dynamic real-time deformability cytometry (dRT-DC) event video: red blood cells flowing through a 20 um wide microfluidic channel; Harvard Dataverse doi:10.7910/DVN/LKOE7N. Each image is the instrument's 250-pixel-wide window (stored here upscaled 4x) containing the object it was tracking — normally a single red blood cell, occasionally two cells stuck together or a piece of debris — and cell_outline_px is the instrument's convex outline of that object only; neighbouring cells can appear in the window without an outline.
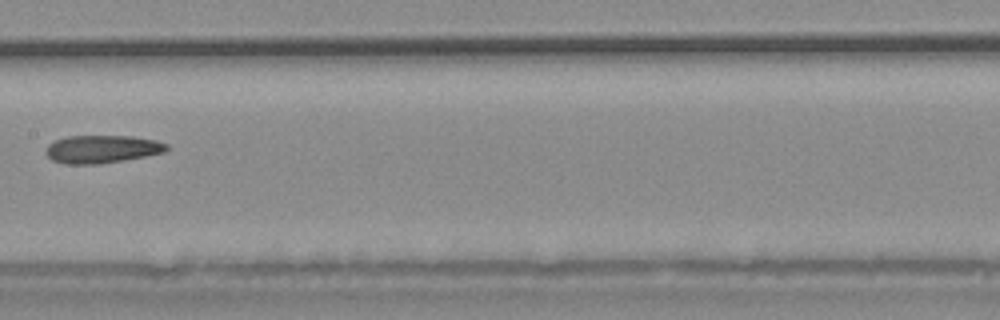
{"species": "common noctule bat (a hibernating species)", "species_latin": "Nyctalus noctula", "temperature_condition": "warm", "stored_images_in_passage": 35, "camera_frame_rate_fps": 3000, "um_per_image_px": 0.085, "animal": {"sex": "male", "body_mass_g": 20.4}, "frame": {"image": 1, "passage_image": 20, "time_ms": 6.333, "image_size_px": [1000, 320], "cell_outline_px": [[168, 148], [164, 152], [124, 160], [100, 164], [64, 164], [52, 160], [48, 156], [48, 144], [56, 140], [68, 136], [132, 136], [156, 140], [168, 144]], "centroid_in_image_um": [8.69, 12.67], "position_along_channel_um": 198.7, "area_um2": 19.48}}